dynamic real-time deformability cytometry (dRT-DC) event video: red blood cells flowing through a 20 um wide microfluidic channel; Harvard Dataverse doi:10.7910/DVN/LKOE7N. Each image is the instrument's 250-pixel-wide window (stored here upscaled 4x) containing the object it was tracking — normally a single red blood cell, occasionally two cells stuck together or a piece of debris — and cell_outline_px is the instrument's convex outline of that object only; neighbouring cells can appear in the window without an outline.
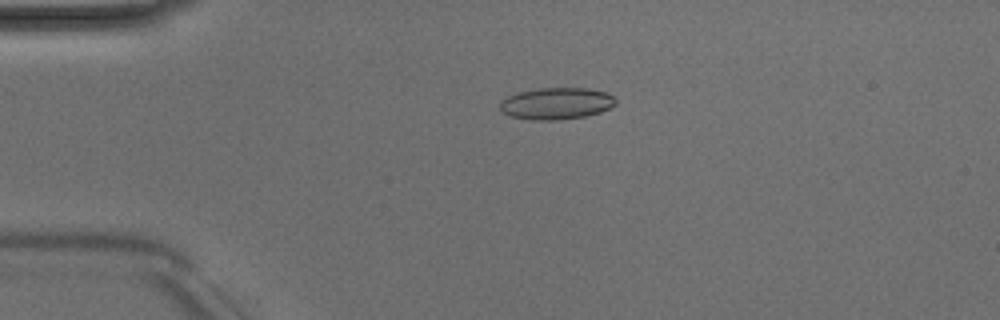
{"species": "Egyptian fruit bat (a non-hibernating species)", "species_latin": "Rousettus aegyptiacus", "temperature_condition": "room temperature", "stored_images_in_passage": 4, "camera_frame_rate_fps": 3000, "um_per_image_px": 0.085, "animal": {"sex": "male"}, "frame": {"image": 1, "passage_image": 3, "time_ms": 2.333, "image_size_px": [1000, 320], "cell_outline_px": [[616, 104], [600, 112], [584, 116], [556, 120], [532, 120], [512, 116], [504, 112], [500, 108], [500, 100], [516, 92], [536, 88], [588, 88], [608, 92], [616, 100]], "centroid_in_image_um": [47.29, 8.78], "position_along_channel_um": 37.7, "area_um2": 21.44}}
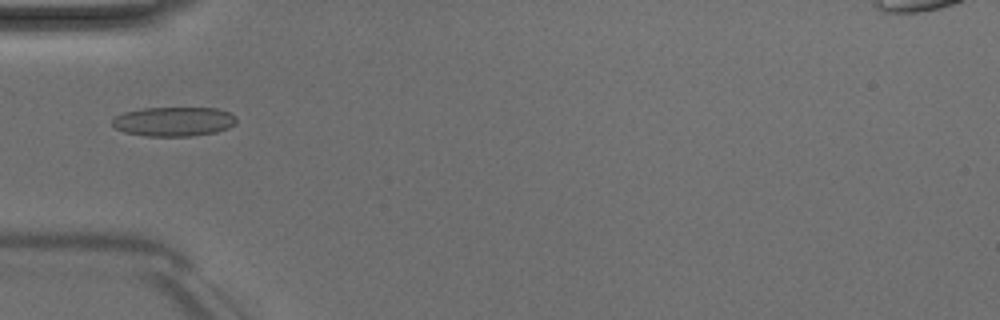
{"frame": {"image": 2, "passage_image": 4, "time_ms": 4.0, "image_size_px": [1000, 320], "cell_outline_px": [[236, 124], [228, 128], [216, 132], [192, 136], [144, 136], [124, 132], [116, 128], [112, 124], [112, 120], [116, 116], [124, 112], [140, 108], [216, 108], [228, 112], [236, 116]], "centroid_in_image_um": [14.77, 10.33], "position_along_channel_um": 70.2, "area_um2": 21.33}}